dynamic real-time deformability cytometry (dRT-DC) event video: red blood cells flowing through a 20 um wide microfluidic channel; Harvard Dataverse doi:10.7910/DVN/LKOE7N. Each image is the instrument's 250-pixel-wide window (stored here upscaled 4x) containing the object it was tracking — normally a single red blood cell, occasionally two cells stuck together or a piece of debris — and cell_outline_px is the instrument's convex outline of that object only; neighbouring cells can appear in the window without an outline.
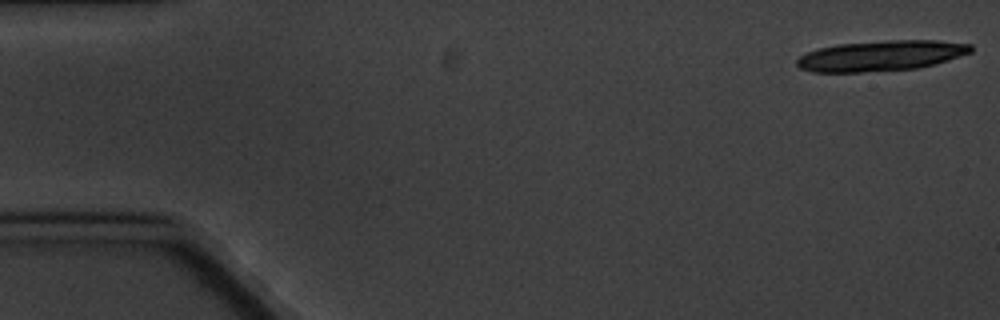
{"species": "common noctule bat (a hibernating species)", "species_latin": "Nyctalus noctula", "temperature_condition": "cold", "stored_images_in_passage": 5, "camera_frame_rate_fps": 3000, "um_per_image_px": 0.085, "animal": {"sex": "male", "body_mass_g": 20.1, "forearm_length_mm": 53.5}, "frame": {"image": 1, "passage_image": 1, "time_ms": 0.0, "image_size_px": [1000, 320], "cell_outline_px": [[972, 52], [936, 64], [920, 68], [860, 72], [812, 72], [800, 68], [796, 64], [796, 60], [800, 56], [808, 52], [820, 48], [840, 44], [888, 40], [936, 40], [972, 44]], "centroid_in_image_um": [74.91, 4.74], "position_along_channel_um": 10.1, "area_um2": 30.87}}